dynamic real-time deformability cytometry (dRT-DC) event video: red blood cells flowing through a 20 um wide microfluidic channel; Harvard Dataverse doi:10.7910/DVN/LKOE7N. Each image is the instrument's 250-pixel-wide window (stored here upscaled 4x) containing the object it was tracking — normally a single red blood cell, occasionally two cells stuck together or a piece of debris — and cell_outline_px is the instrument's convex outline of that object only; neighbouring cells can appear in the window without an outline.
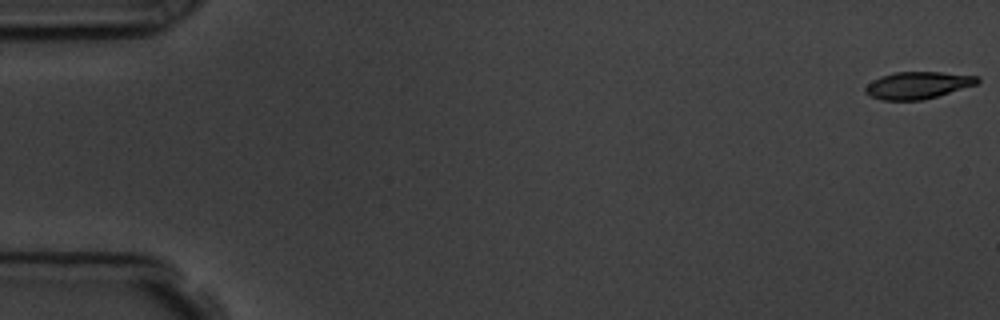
{"species": "common noctule bat (a hibernating species)", "species_latin": "Nyctalus noctula", "temperature_condition": "room temperature", "stored_images_in_passage": 11, "camera_frame_rate_fps": 3000, "um_per_image_px": 0.085, "animal": {"sex": "male", "body_mass_g": 19.5, "forearm_length_mm": 54.6}, "frame": {"image": 1, "passage_image": 1, "time_ms": 0.0, "image_size_px": [1000, 320], "cell_outline_px": [[980, 80], [976, 84], [936, 96], [920, 100], [880, 100], [864, 92], [864, 88], [872, 80], [880, 76], [896, 72], [940, 72], [980, 76]], "centroid_in_image_um": [77.98, 7.23], "position_along_channel_um": 7.0, "area_um2": 17.51}}